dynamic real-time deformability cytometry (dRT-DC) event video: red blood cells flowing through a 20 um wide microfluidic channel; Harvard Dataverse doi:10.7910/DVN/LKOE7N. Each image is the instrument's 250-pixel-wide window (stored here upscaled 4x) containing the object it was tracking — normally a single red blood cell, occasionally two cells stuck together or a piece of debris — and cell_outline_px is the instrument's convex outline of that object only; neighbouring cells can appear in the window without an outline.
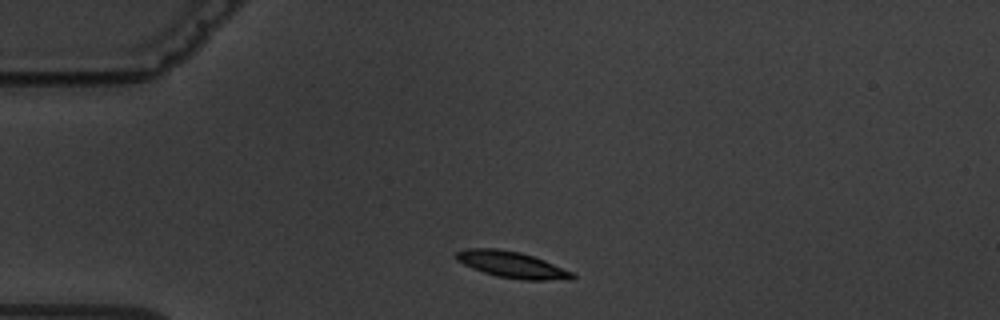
{"species": "common noctule bat (a hibernating species)", "species_latin": "Nyctalus noctula", "temperature_condition": "warm", "stored_images_in_passage": 2, "camera_frame_rate_fps": 3000, "um_per_image_px": 0.085, "animal": {"sex": "male", "body_mass_g": 19.5, "forearm_length_mm": 54.6}, "frame": {"image": 1, "passage_image": 1, "time_ms": 0.0, "image_size_px": [1000, 320], "cell_outline_px": [[576, 276], [572, 280], [524, 280], [496, 276], [472, 268], [456, 260], [456, 252], [468, 248], [496, 248], [520, 252], [544, 260], [572, 272]], "centroid_in_image_um": [43.52, 22.5], "position_along_channel_um": 41.5, "area_um2": 17.74}}